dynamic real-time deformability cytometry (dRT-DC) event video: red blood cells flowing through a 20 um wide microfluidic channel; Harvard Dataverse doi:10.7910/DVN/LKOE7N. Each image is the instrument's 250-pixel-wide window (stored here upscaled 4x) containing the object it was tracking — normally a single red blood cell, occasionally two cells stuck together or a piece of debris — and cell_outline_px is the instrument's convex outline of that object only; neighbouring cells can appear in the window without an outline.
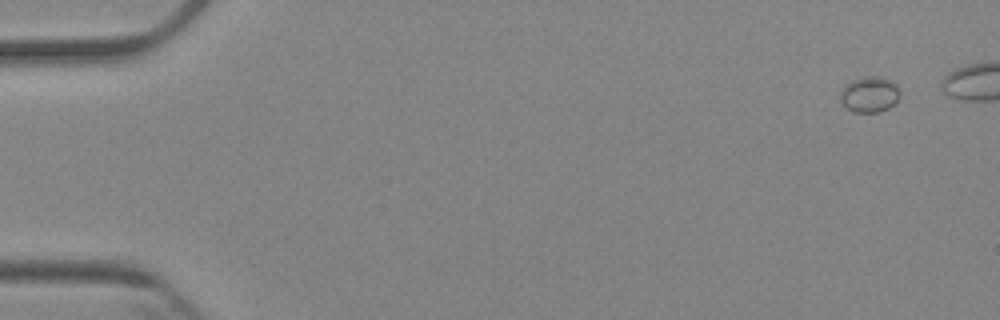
{"species": "Egyptian fruit bat (a non-hibernating species)", "species_latin": "Rousettus aegyptiacus", "temperature_condition": "cold", "stored_images_in_passage": 9, "segment_of_instrument_passage": [1, 2], "camera_frame_rate_fps": 3000, "um_per_image_px": 0.085, "animal": {"sex": "female"}, "frame": {"image": 1, "passage_image": 1, "time_ms": 0.0, "image_size_px": [1000, 320], "cell_outline_px": [[900, 96], [888, 108], [880, 112], [856, 112], [848, 108], [840, 100], [840, 92], [852, 80], [864, 76], [876, 76], [888, 80], [896, 84], [900, 92]], "centroid_in_image_um": [73.92, 8.02], "position_along_channel_um": 11.1, "area_um2": 12.14}}